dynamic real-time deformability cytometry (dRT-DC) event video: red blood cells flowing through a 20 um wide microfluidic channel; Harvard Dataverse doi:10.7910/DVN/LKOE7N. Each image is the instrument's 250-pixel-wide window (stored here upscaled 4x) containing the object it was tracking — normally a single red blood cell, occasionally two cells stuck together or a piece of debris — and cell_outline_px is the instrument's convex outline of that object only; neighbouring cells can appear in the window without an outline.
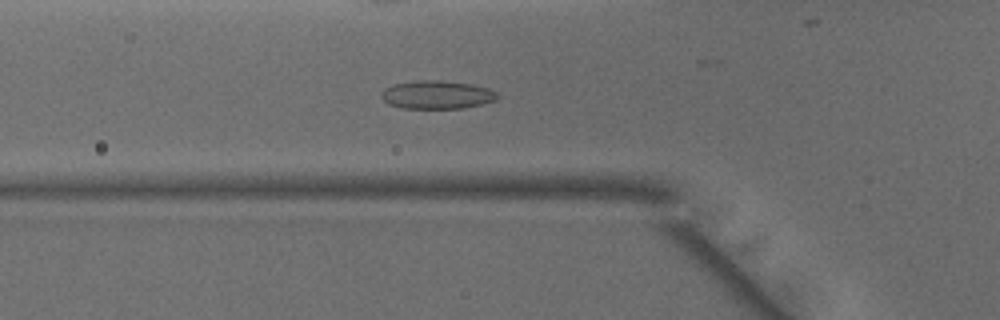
{"species": "common noctule bat (a hibernating species)", "species_latin": "Nyctalus noctula", "temperature_condition": "warm", "stored_images_in_passage": 49, "camera_frame_rate_fps": 3000, "um_per_image_px": 0.085, "animal": {"sex": "male", "body_mass_g": 15.6}, "frame": {"image": 1, "passage_image": 17, "time_ms": 5.333, "image_size_px": [1000, 320], "cell_outline_px": [[500, 96], [496, 100], [464, 108], [404, 108], [388, 104], [380, 96], [384, 88], [396, 84], [420, 80], [436, 80], [472, 84], [488, 88], [496, 92]], "centroid_in_image_um": [37.15, 8.05], "position_along_channel_um": 88.6, "area_um2": 18.96}}
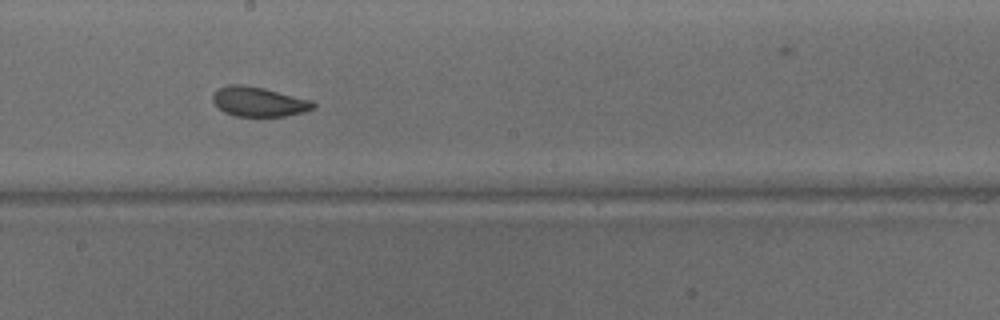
{"frame": {"image": 2, "passage_image": 27, "time_ms": 8.667, "image_size_px": [1000, 320], "cell_outline_px": [[316, 108], [304, 112], [284, 116], [236, 116], [224, 112], [212, 100], [212, 96], [216, 88], [228, 84], [240, 84], [264, 88], [312, 100], [316, 104]], "centroid_in_image_um": [22.0, 8.63], "position_along_channel_um": 226.2, "area_um2": 17.46}}
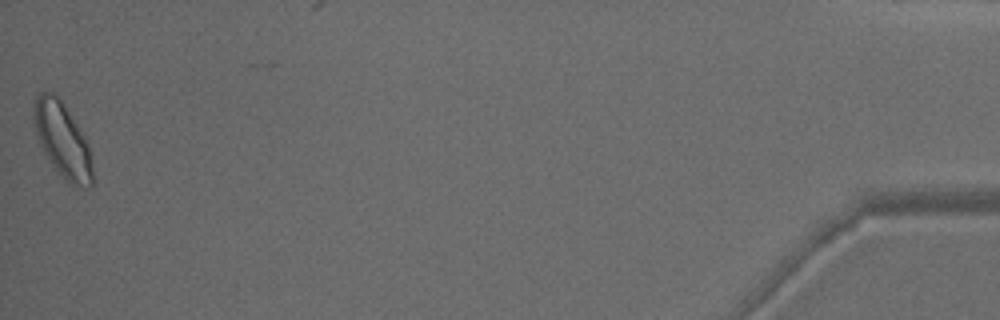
{"frame": {"image": 3, "passage_image": 49, "time_ms": 16.0, "image_size_px": [1000, 320], "cell_outline_px": [[92, 184], [88, 188], [68, 184], [56, 172], [36, 132], [32, 112], [32, 108], [36, 96], [40, 92], [52, 92], [64, 104], [84, 136], [92, 160]], "centroid_in_image_um": [5.31, 11.92], "position_along_channel_um": 429.9, "area_um2": 25.14}, "authors_computed_cell_mechanics": {"area_um2": 19.5364, "velocity_mm_per_s": 4.1165, "shape_relaxation_time_tau1_ms": 4.3594, "shape_relaxation_time_tau2_ms": 1.0787, "deformation_change_tau1": 0.1208, "deformation_change_tau2": 0.0648}}